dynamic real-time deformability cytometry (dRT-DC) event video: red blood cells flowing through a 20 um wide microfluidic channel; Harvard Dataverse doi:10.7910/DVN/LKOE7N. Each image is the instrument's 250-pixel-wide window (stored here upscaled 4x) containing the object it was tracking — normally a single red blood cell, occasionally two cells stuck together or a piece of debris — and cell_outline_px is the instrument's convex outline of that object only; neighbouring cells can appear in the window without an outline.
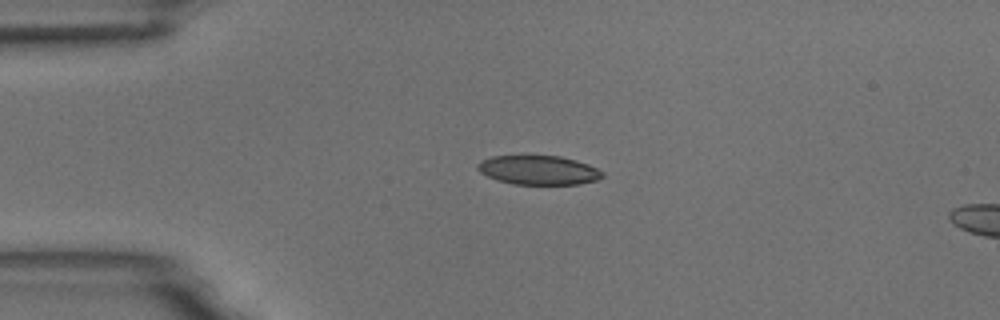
{"species": "common noctule bat (a hibernating species)", "species_latin": "Nyctalus noctula", "temperature_condition": "room temperature", "stored_images_in_passage": 2, "camera_frame_rate_fps": 3000, "um_per_image_px": 0.085, "animal": {"sex": "male", "body_mass_g": 18.8}, "frame": {"image": 1, "passage_image": 1, "time_ms": 0.0, "image_size_px": [1000, 320], "cell_outline_px": [[604, 176], [596, 180], [580, 184], [512, 184], [488, 176], [480, 172], [476, 168], [476, 164], [480, 160], [492, 156], [560, 156], [576, 160], [588, 164], [604, 172]], "centroid_in_image_um": [45.77, 14.45], "position_along_channel_um": 39.2, "area_um2": 21.15}}